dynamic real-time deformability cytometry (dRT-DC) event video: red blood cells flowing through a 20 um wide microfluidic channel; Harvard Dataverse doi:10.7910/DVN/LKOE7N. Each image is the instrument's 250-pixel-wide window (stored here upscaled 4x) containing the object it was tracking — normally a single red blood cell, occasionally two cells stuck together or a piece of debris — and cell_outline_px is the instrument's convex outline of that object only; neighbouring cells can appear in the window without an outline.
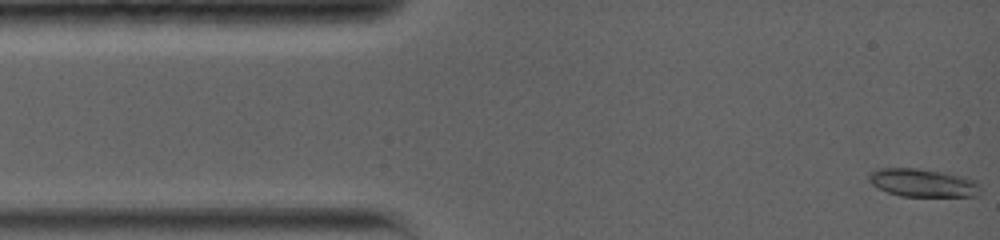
{"species": "common noctule bat (a hibernating species)", "species_latin": "Nyctalus noctula", "temperature_condition": "warm", "stored_images_in_passage": 4, "camera_frame_rate_fps": 5000, "um_per_image_px": 0.085, "animal": {"sex": "female", "body_mass_g": 19.0, "forearm_length_mm": 56.7}, "frame": {"image": 1, "passage_image": 1, "time_ms": 0.0, "image_size_px": [1000, 240], "cell_outline_px": [[980, 196], [900, 196], [888, 192], [872, 184], [868, 180], [868, 176], [872, 172], [880, 168], [916, 168], [944, 172], [964, 176], [976, 180], [980, 184]], "centroid_in_image_um": [78.5, 15.54], "position_along_channel_um": 6.5, "area_um2": 18.32}}
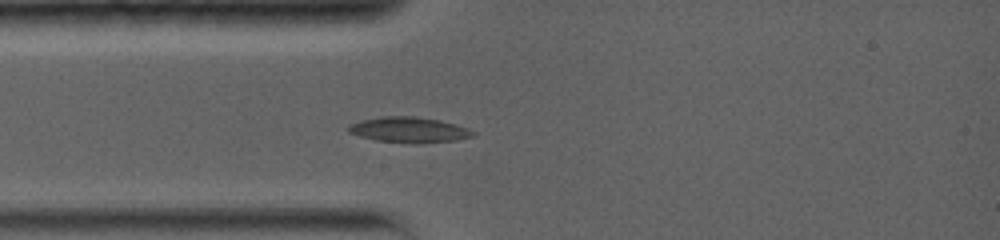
{"frame": {"image": 2, "passage_image": 4, "time_ms": 3.2, "image_size_px": [1000, 240], "cell_outline_px": [[476, 136], [456, 140], [416, 144], [376, 140], [360, 136], [348, 132], [348, 124], [360, 120], [380, 116], [416, 116], [440, 120], [456, 124], [468, 128], [476, 132]], "centroid_in_image_um": [34.78, 11.03], "position_along_channel_um": 50.2, "area_um2": 18.79}}